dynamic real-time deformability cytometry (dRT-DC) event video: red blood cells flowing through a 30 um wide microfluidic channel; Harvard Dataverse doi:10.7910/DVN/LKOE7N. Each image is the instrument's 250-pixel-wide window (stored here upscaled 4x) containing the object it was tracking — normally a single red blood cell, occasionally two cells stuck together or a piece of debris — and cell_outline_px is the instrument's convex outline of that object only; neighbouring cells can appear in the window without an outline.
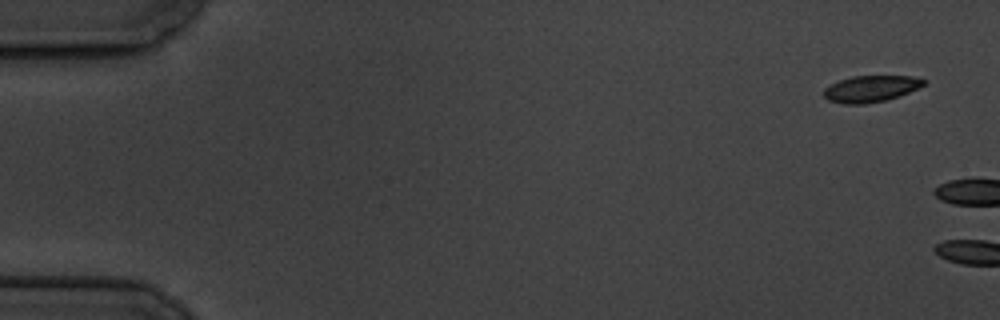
{"species": "common noctule bat (a hibernating species)", "species_latin": "Nyctalus noctula", "temperature_condition": "cold", "stored_images_in_passage": 4, "camera_frame_rate_fps": 3000, "um_per_image_px": 0.085, "animal": {"sex": "male", "body_mass_g": 19.5, "forearm_length_mm": 54.6}, "frame": {"image": 1, "passage_image": 1, "time_ms": 0.0, "image_size_px": [1000, 320], "cell_outline_px": [[928, 80], [924, 84], [900, 96], [888, 100], [864, 104], [844, 104], [828, 100], [824, 96], [824, 88], [840, 80], [852, 76], [912, 76]], "centroid_in_image_um": [74.02, 7.55], "position_along_channel_um": 11.0, "area_um2": 15.37}}